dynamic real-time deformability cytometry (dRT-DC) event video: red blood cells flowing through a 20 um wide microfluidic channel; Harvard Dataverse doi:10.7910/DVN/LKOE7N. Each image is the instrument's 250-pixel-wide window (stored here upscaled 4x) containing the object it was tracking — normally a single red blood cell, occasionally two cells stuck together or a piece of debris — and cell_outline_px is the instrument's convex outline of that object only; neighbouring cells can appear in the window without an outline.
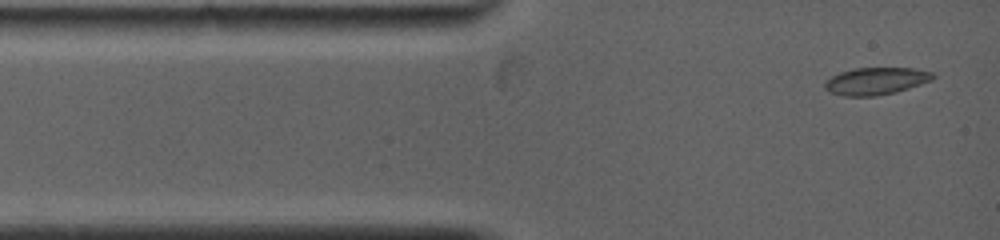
{"species": "common noctule bat (a hibernating species)", "species_latin": "Nyctalus noctula", "temperature_condition": "warm", "stored_images_in_passage": 2, "camera_frame_rate_fps": 5000, "um_per_image_px": 0.085, "animal": {"sex": "female", "body_mass_g": 19.0, "forearm_length_mm": 53.3}, "frame": {"image": 1, "passage_image": 2, "time_ms": 0.6, "image_size_px": [1000, 240], "cell_outline_px": [[936, 76], [932, 80], [896, 92], [876, 96], [844, 96], [828, 92], [824, 88], [824, 84], [832, 76], [840, 72], [856, 68], [912, 68], [932, 72]], "centroid_in_image_um": [74.45, 6.89], "position_along_channel_um": 10.6, "area_um2": 17.11}}